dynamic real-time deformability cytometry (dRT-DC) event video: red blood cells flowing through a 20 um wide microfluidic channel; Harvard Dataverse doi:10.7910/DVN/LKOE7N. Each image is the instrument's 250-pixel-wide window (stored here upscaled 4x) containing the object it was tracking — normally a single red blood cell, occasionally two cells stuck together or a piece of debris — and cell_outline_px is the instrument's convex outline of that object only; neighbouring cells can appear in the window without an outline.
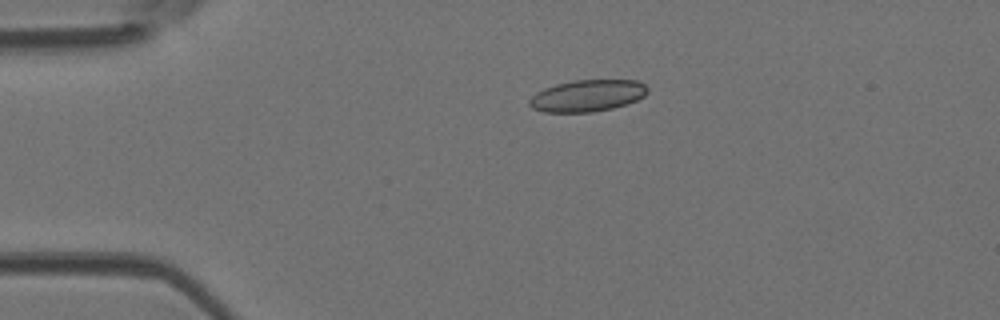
{"species": "Egyptian fruit bat (a non-hibernating species)", "species_latin": "Rousettus aegyptiacus", "temperature_condition": "room temperature", "stored_images_in_passage": 4, "camera_frame_rate_fps": 3000, "um_per_image_px": 0.085, "animal": {"sex": "female"}, "frame": {"image": 1, "passage_image": 3, "time_ms": 0.667, "image_size_px": [1000, 320], "cell_outline_px": [[648, 92], [644, 96], [636, 100], [612, 108], [592, 112], [544, 112], [532, 108], [528, 104], [528, 100], [536, 92], [544, 88], [556, 84], [572, 80], [636, 80], [644, 84], [648, 88]], "centroid_in_image_um": [49.9, 8.13], "position_along_channel_um": 35.1, "area_um2": 21.85}}